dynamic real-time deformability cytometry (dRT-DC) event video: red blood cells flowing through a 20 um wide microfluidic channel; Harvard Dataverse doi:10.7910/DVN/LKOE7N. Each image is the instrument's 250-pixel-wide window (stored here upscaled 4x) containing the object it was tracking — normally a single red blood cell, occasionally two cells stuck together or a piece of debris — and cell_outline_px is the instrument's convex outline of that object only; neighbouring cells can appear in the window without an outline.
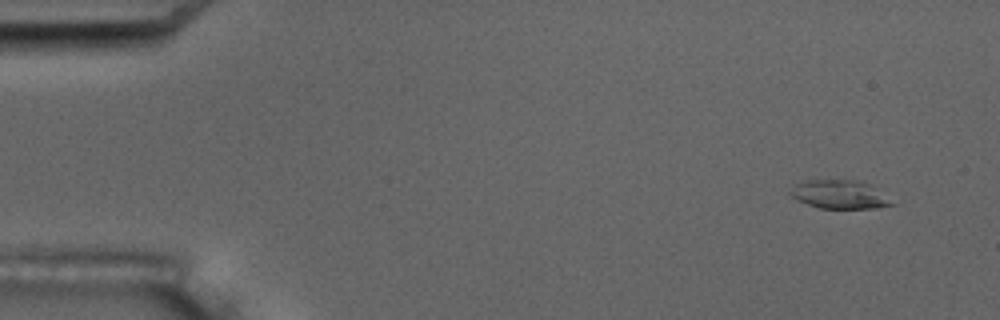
{"species": "common noctule bat (a hibernating species)", "species_latin": "Nyctalus noctula", "temperature_condition": "room temperature", "stored_images_in_passage": 6, "camera_frame_rate_fps": 3000, "um_per_image_px": 0.085, "animal": {"sex": "male", "body_mass_g": 17.5, "forearm_length_mm": 52.3}, "frame": {"image": 1, "passage_image": 1, "time_ms": 0.0, "image_size_px": [1000, 320], "cell_outline_px": [[896, 204], [876, 208], [820, 208], [796, 200], [788, 192], [800, 184], [808, 180], [864, 180]], "centroid_in_image_um": [71.4, 16.53], "position_along_channel_um": 13.6, "area_um2": 16.59}}
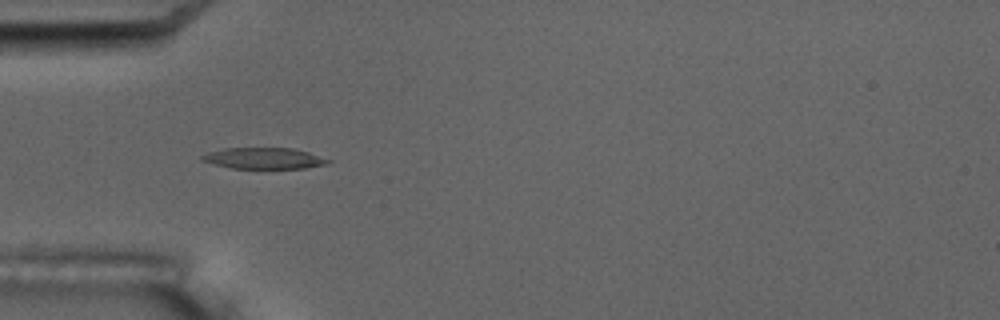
{"frame": {"image": 2, "passage_image": 5, "time_ms": 4.667, "image_size_px": [1000, 320], "cell_outline_px": [[332, 160], [324, 164], [304, 168], [232, 168], [200, 160], [200, 156], [208, 152], [224, 148], [292, 148], [308, 152]], "centroid_in_image_um": [22.4, 13.44], "position_along_channel_um": 62.6, "area_um2": 15.32}}